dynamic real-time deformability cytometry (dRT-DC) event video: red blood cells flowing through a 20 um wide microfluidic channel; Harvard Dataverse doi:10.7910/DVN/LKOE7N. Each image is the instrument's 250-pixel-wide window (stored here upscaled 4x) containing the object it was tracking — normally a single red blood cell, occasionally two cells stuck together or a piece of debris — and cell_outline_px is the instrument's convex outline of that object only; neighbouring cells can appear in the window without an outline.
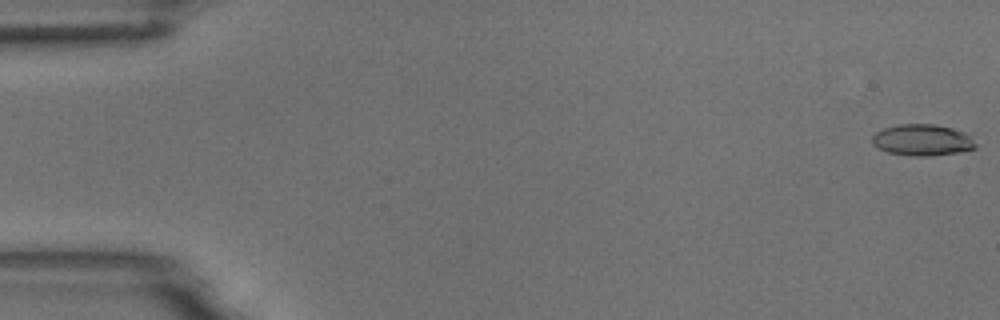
{"species": "common noctule bat (a hibernating species)", "species_latin": "Nyctalus noctula", "temperature_condition": "room temperature", "stored_images_in_passage": 5, "camera_frame_rate_fps": 3000, "um_per_image_px": 0.085, "animal": {"sex": "male", "body_mass_g": 18.8}, "frame": {"image": 1, "passage_image": 1, "time_ms": 0.0, "image_size_px": [1000, 320], "cell_outline_px": [[976, 148], [956, 152], [928, 156], [912, 156], [888, 152], [872, 144], [872, 136], [876, 132], [884, 128], [900, 124], [936, 124], [952, 128], [964, 132], [972, 136], [976, 144]], "centroid_in_image_um": [78.41, 11.89], "position_along_channel_um": 6.6, "area_um2": 18.84}}
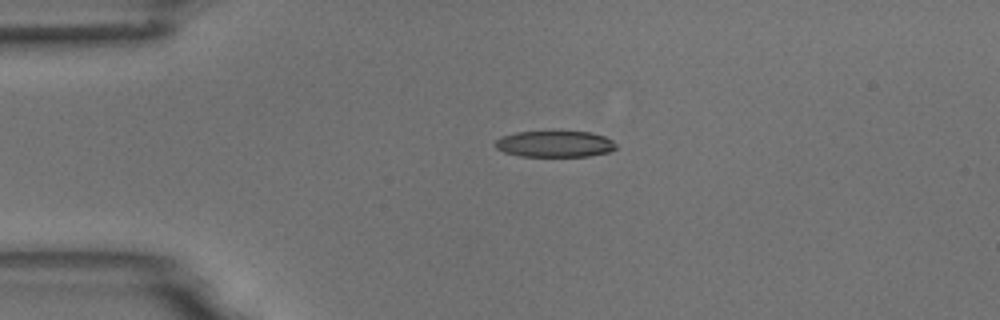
{"frame": {"image": 2, "passage_image": 4, "time_ms": 1.0, "image_size_px": [1000, 320], "cell_outline_px": [[616, 148], [608, 152], [588, 156], [520, 156], [504, 152], [496, 148], [496, 140], [500, 136], [516, 132], [592, 132], [604, 136], [612, 140], [616, 144]], "centroid_in_image_um": [47.15, 12.24], "position_along_channel_um": 37.8, "area_um2": 18.38}}